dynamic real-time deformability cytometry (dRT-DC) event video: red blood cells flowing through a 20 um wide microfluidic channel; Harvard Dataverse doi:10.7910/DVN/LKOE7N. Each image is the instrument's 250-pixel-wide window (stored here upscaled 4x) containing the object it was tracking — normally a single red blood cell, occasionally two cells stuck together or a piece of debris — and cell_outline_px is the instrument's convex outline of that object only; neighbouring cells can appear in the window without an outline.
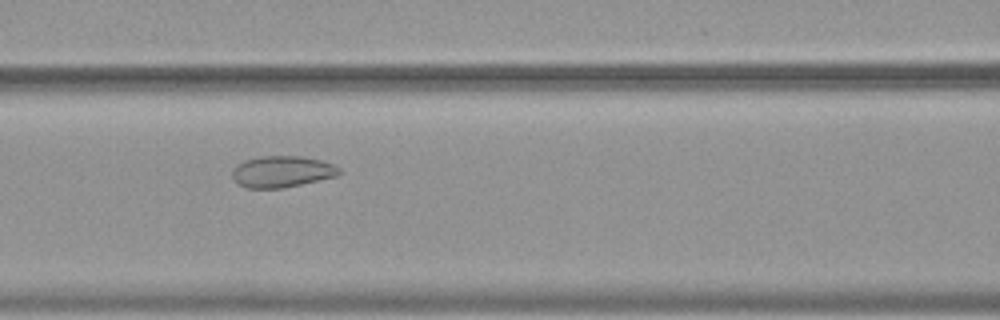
{"species": "common noctule bat (a hibernating species)", "species_latin": "Nyctalus noctula", "temperature_condition": "warm", "stored_images_in_passage": 55, "camera_frame_rate_fps": 3000, "um_per_image_px": 0.085, "animal": {"sex": "female", "body_mass_g": 19.9}, "frame": {"image": 1, "passage_image": 25, "time_ms": 8.0, "image_size_px": [1000, 320], "cell_outline_px": [[340, 172], [336, 176], [284, 188], [248, 188], [236, 184], [232, 176], [232, 168], [236, 164], [244, 160], [260, 156], [300, 156], [320, 160], [332, 164], [340, 168]], "centroid_in_image_um": [23.91, 14.59], "position_along_channel_um": 142.7, "area_um2": 19.65}}
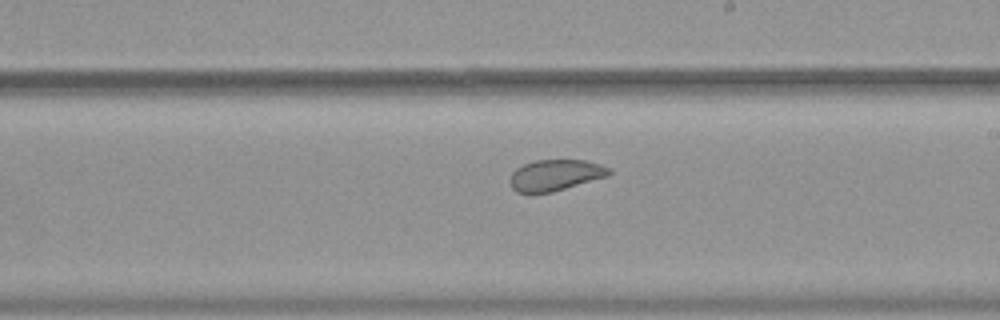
{"frame": {"image": 2, "passage_image": 33, "time_ms": 10.667, "image_size_px": [1000, 320], "cell_outline_px": [[612, 172], [608, 176], [552, 192], [516, 192], [512, 188], [512, 172], [516, 168], [524, 164], [536, 160], [584, 160], [600, 164], [608, 168]], "centroid_in_image_um": [47.23, 14.87], "position_along_channel_um": 241.8, "area_um2": 17.63}}
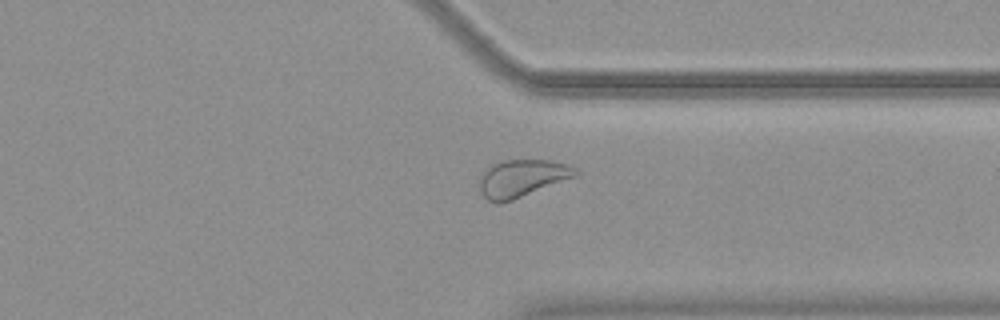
{"frame": {"image": 3, "passage_image": 43, "time_ms": 14.0, "image_size_px": [1000, 320], "cell_outline_px": [[580, 172], [576, 176], [512, 200], [500, 204], [496, 204], [488, 200], [480, 192], [480, 176], [484, 168], [492, 164], [504, 160], [548, 160], [568, 164], [576, 168]], "centroid_in_image_um": [44.34, 15.15], "position_along_channel_um": 367.1, "area_um2": 20.98}, "authors_computed_cell_mechanics": {"area_um2": 25.432, "velocity_mm_per_s": 3.739, "shape_relaxation_time_tau1_ms": null, "shape_relaxation_time_tau2_ms": 1.0475, "deformation_change_tau1": null, "deformation_change_tau2": 0.0653}}